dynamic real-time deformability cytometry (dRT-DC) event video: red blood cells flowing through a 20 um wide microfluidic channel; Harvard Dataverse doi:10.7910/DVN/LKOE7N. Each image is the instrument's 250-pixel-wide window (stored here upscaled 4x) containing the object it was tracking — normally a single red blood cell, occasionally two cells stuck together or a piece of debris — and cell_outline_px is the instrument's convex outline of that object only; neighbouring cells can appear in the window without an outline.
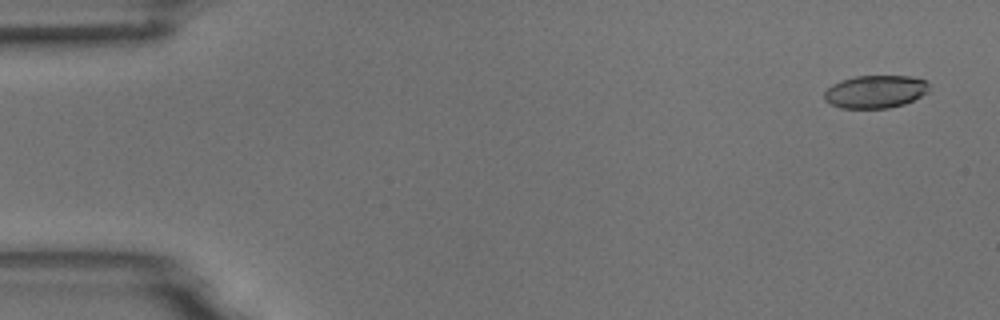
{"species": "common noctule bat (a hibernating species)", "species_latin": "Nyctalus noctula", "temperature_condition": "room temperature", "stored_images_in_passage": 56, "camera_frame_rate_fps": 3000, "um_per_image_px": 0.085, "animal": {"sex": "male", "body_mass_g": 18.8}, "frame": {"image": 1, "passage_image": 3, "time_ms": 0.667, "image_size_px": [1000, 320], "cell_outline_px": [[928, 92], [904, 104], [888, 108], [840, 108], [824, 100], [824, 92], [832, 84], [840, 80], [856, 76], [908, 76], [924, 80], [928, 84]], "centroid_in_image_um": [74.37, 7.79], "position_along_channel_um": 10.6, "area_um2": 19.94}}
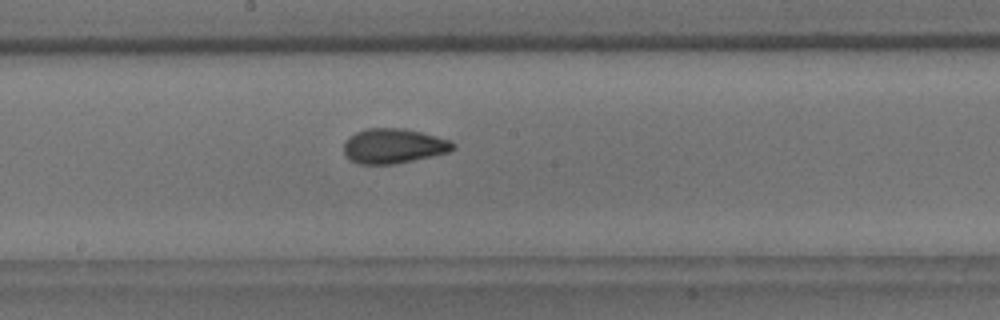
{"frame": {"image": 2, "passage_image": 30, "time_ms": 9.667, "image_size_px": [1000, 320], "cell_outline_px": [[456, 144], [448, 152], [396, 164], [360, 164], [352, 160], [344, 152], [344, 144], [348, 136], [356, 132], [368, 128], [404, 128], [452, 140]], "centroid_in_image_um": [33.45, 12.4], "position_along_channel_um": 214.7, "area_um2": 22.02}}
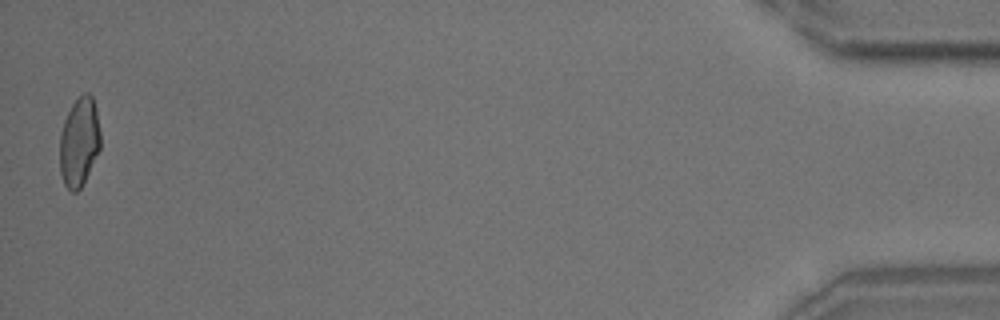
{"frame": {"image": 3, "passage_image": 55, "time_ms": 18.0, "image_size_px": [1000, 320], "cell_outline_px": [[100, 148], [80, 188], [76, 192], [72, 192], [64, 184], [60, 172], [60, 136], [64, 120], [72, 104], [84, 92], [88, 92], [92, 96], [96, 108], [100, 132]], "centroid_in_image_um": [6.73, 12.04], "position_along_channel_um": 428.5, "area_um2": 20.87}, "authors_computed_cell_mechanics": {"area_um2": 21.4149, "velocity_mm_per_s": 3.6772, "shape_relaxation_time_tau1_ms": 5.2384, "shape_relaxation_time_tau2_ms": 1.3497, "deformation_change_tau1": 0.1513, "deformation_change_tau2": 0.073}}